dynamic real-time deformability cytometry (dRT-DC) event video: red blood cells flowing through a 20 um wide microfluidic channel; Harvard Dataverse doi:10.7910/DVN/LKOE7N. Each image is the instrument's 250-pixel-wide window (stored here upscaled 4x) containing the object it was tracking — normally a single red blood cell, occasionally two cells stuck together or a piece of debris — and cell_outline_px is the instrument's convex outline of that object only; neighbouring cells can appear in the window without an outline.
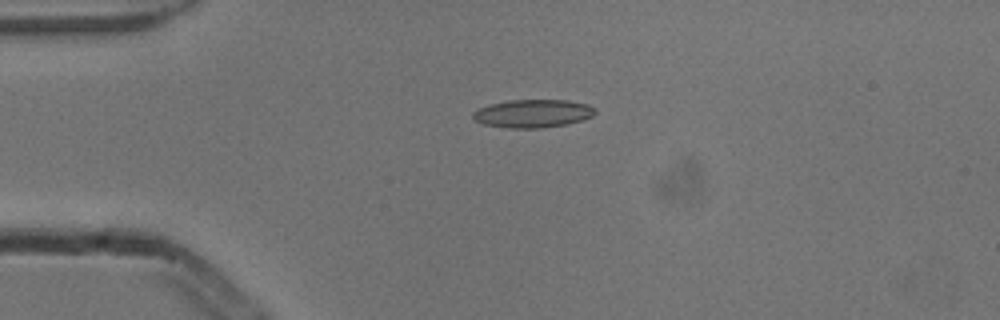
{"species": "common noctule bat (a hibernating species)", "species_latin": "Nyctalus noctula", "temperature_condition": "cold", "stored_images_in_passage": 6, "camera_frame_rate_fps": 3000, "um_per_image_px": 0.085, "animal": {"sex": "male", "body_mass_g": 13.3}, "frame": {"image": 1, "passage_image": 6, "time_ms": 1.667, "image_size_px": [1000, 320], "cell_outline_px": [[596, 112], [592, 116], [580, 120], [564, 124], [540, 128], [508, 128], [484, 124], [476, 120], [472, 116], [472, 112], [488, 104], [508, 100], [568, 100], [588, 104], [596, 108]], "centroid_in_image_um": [45.28, 9.63], "position_along_channel_um": 39.7, "area_um2": 19.94}}